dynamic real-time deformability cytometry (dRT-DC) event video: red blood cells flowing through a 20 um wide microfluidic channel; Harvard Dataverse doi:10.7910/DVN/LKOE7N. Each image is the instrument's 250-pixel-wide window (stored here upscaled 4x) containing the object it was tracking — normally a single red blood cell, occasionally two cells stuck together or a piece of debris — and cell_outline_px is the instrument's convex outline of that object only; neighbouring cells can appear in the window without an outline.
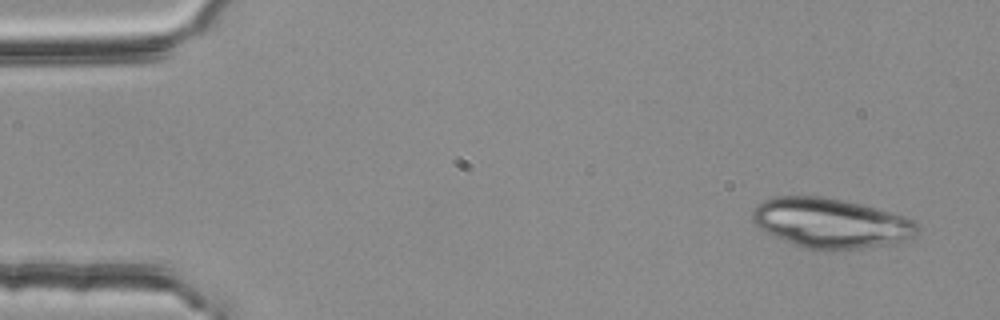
{"species": "common noctule bat (a hibernating species)", "species_latin": "Nyctalus noctula", "temperature_condition": "room temperature", "stored_images_in_passage": 5, "camera_frame_rate_fps": 3000, "um_per_image_px": 0.085, "animal": {"sex": "female", "body_mass_g": 25.1}, "frame": {"image": 1, "passage_image": 1, "time_ms": 0.0, "image_size_px": [1000, 320], "cell_outline_px": [[920, 228], [916, 236], [896, 244], [840, 252], [816, 252], [804, 248], [764, 232], [752, 220], [752, 212], [764, 200], [776, 196], [820, 196], [844, 200], [876, 208], [904, 216], [916, 220]], "centroid_in_image_um": [70.69, 19.01], "position_along_channel_um": 14.3, "area_um2": 48.96}}